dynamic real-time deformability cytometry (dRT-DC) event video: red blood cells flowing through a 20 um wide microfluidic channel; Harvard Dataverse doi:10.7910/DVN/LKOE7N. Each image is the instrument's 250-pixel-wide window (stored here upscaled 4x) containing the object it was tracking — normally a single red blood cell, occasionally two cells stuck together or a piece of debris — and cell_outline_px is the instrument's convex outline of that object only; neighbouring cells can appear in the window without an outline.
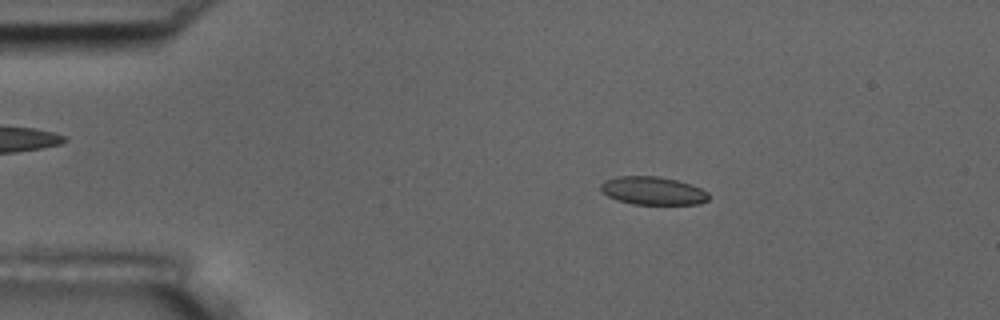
{"species": "common noctule bat (a hibernating species)", "species_latin": "Nyctalus noctula", "temperature_condition": "room temperature", "stored_images_in_passage": 10, "camera_frame_rate_fps": 3000, "um_per_image_px": 0.085, "animal": {"sex": "male", "body_mass_g": 17.5, "forearm_length_mm": 52.3}, "frame": {"image": 1, "passage_image": 2, "time_ms": 1.0, "image_size_px": [1000, 320], "cell_outline_px": [[708, 200], [700, 204], [632, 204], [608, 196], [600, 192], [600, 184], [604, 180], [616, 176], [660, 176], [676, 180], [700, 188], [708, 192]], "centroid_in_image_um": [55.46, 16.21], "position_along_channel_um": 29.5, "area_um2": 17.69}}
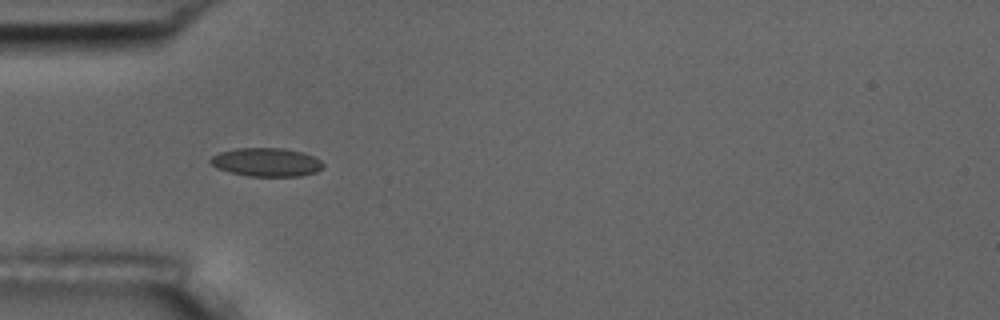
{"frame": {"image": 2, "passage_image": 4, "time_ms": 3.333, "image_size_px": [1000, 320], "cell_outline_px": [[324, 168], [316, 172], [300, 176], [248, 176], [216, 168], [208, 160], [212, 156], [220, 152], [236, 148], [284, 148], [300, 152], [312, 156], [320, 160], [324, 164]], "centroid_in_image_um": [22.65, 13.78], "position_along_channel_um": 62.4, "area_um2": 18.67}}
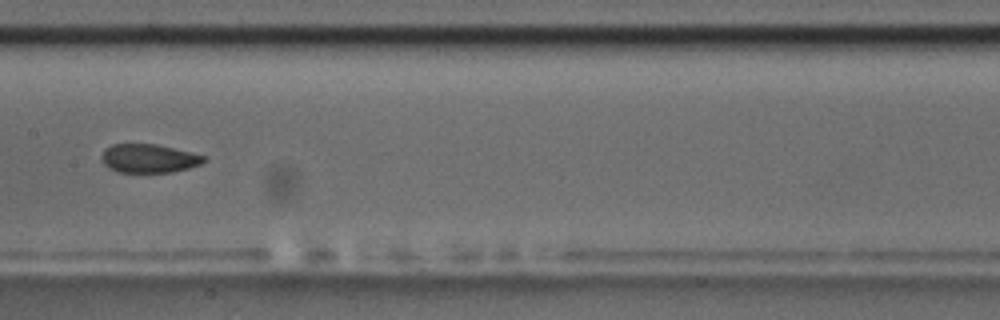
{"frame": {"image": 3, "passage_image": 7, "time_ms": 7.0, "image_size_px": [1000, 320], "cell_outline_px": [[208, 160], [200, 164], [188, 168], [172, 172], [116, 172], [108, 168], [104, 164], [100, 156], [104, 148], [112, 144], [156, 144], [204, 156]], "centroid_in_image_um": [12.59, 13.47], "position_along_channel_um": 194.8, "area_um2": 17.05}}